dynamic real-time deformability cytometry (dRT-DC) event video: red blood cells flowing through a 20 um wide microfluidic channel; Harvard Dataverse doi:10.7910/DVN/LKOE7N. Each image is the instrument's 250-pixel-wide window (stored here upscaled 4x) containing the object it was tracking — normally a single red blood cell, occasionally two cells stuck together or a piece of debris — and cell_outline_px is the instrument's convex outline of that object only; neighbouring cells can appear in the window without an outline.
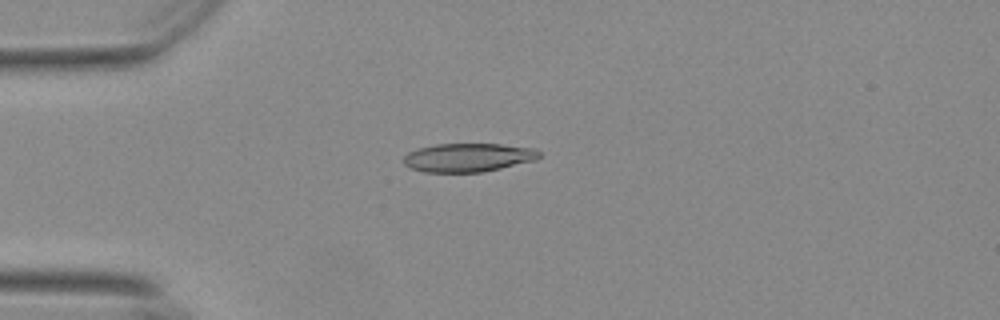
{"species": "Egyptian fruit bat (a non-hibernating species)", "species_latin": "Rousettus aegyptiacus", "temperature_condition": "warm", "stored_images_in_passage": 55, "camera_frame_rate_fps": 3000, "um_per_image_px": 0.085, "animal": {"sex": "female"}, "frame": {"image": 1, "passage_image": 14, "time_ms": 4.333, "image_size_px": [1000, 320], "cell_outline_px": [[540, 156], [536, 160], [500, 168], [480, 172], [424, 172], [412, 168], [404, 164], [404, 156], [408, 152], [416, 148], [436, 144], [500, 144], [536, 148], [540, 152]], "centroid_in_image_um": [39.79, 13.38], "position_along_channel_um": 45.2, "area_um2": 22.6}}
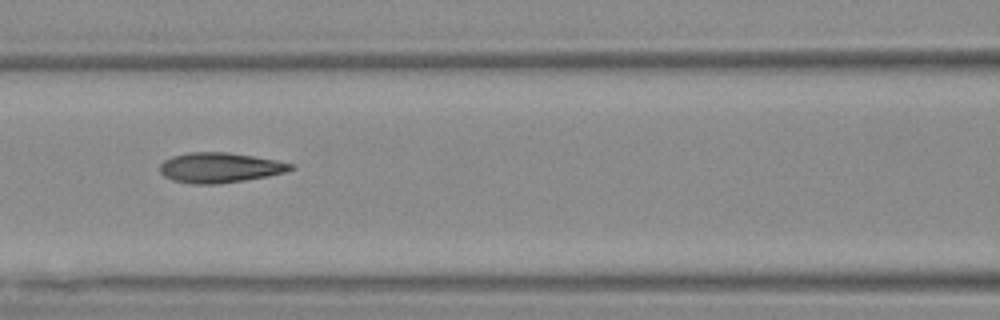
{"frame": {"image": 2, "passage_image": 24, "time_ms": 7.667, "image_size_px": [1000, 320], "cell_outline_px": [[296, 168], [284, 172], [268, 176], [244, 180], [216, 184], [192, 184], [172, 180], [164, 176], [160, 172], [160, 164], [164, 160], [172, 156], [188, 152], [228, 152], [276, 160], [296, 164]], "centroid_in_image_um": [18.69, 14.25], "position_along_channel_um": 147.9, "area_um2": 23.0}}
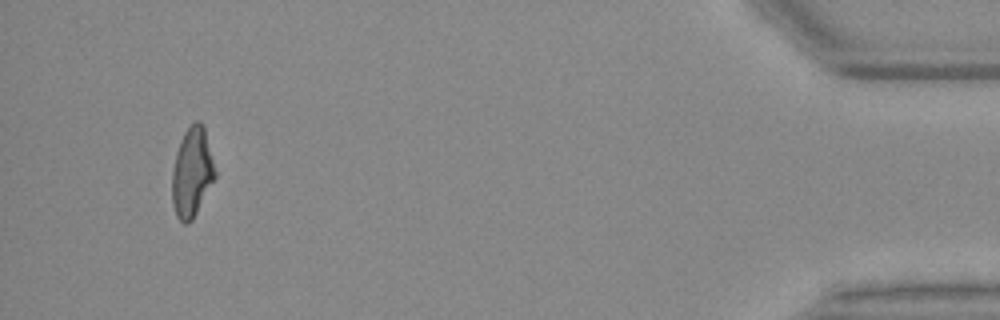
{"frame": {"image": 3, "passage_image": 52, "time_ms": 17.0, "image_size_px": [1000, 320], "cell_outline_px": [[216, 176], [192, 220], [188, 224], [184, 224], [176, 216], [172, 204], [172, 168], [176, 152], [180, 140], [184, 132], [196, 120], [200, 120], [204, 124], [216, 172]], "centroid_in_image_um": [16.31, 14.63], "position_along_channel_um": 418.9, "area_um2": 22.48}, "authors_computed_cell_mechanics": {"area_um2": 22.3686, "velocity_mm_per_s": 3.6887, "shape_relaxation_time_tau1_ms": 6.4365, "shape_relaxation_time_tau2_ms": 1.8425, "deformation_change_tau1": 0.1969, "deformation_change_tau2": 0.089}}